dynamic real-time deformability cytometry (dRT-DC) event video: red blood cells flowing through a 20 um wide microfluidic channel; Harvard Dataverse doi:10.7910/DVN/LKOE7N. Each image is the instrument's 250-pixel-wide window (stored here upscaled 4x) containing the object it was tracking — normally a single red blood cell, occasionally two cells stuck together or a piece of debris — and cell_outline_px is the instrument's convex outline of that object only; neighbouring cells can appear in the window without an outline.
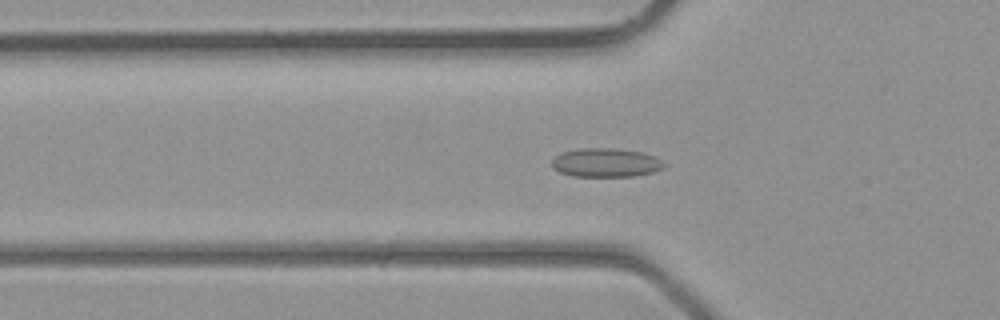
{"species": "common noctule bat (a hibernating species)", "species_latin": "Nyctalus noctula", "temperature_condition": "room temperature", "stored_images_in_passage": 41, "camera_frame_rate_fps": 3000, "um_per_image_px": 0.085, "animal": {"sex": "male", "body_mass_g": 23.1, "forearm_length_mm": 52.7}, "frame": {"image": 1, "passage_image": 14, "time_ms": 4.333, "image_size_px": [1000, 320], "cell_outline_px": [[664, 168], [652, 172], [632, 176], [572, 176], [560, 172], [552, 168], [552, 160], [560, 152], [580, 148], [616, 148], [640, 152], [656, 156], [664, 164]], "centroid_in_image_um": [51.46, 13.82], "position_along_channel_um": 74.3, "area_um2": 18.84}}
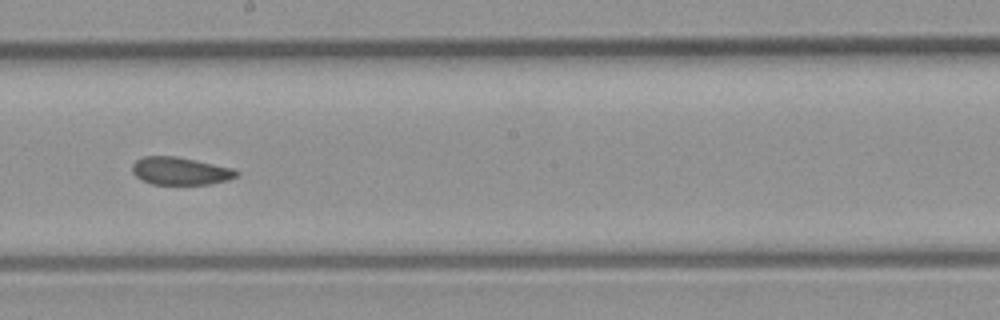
{"frame": {"image": 2, "passage_image": 23, "time_ms": 7.333, "image_size_px": [1000, 320], "cell_outline_px": [[240, 172], [236, 176], [228, 180], [212, 184], [152, 184], [136, 176], [132, 172], [132, 164], [136, 160], [144, 156], [176, 156], [232, 168]], "centroid_in_image_um": [15.32, 14.53], "position_along_channel_um": 232.9, "area_um2": 16.7}}
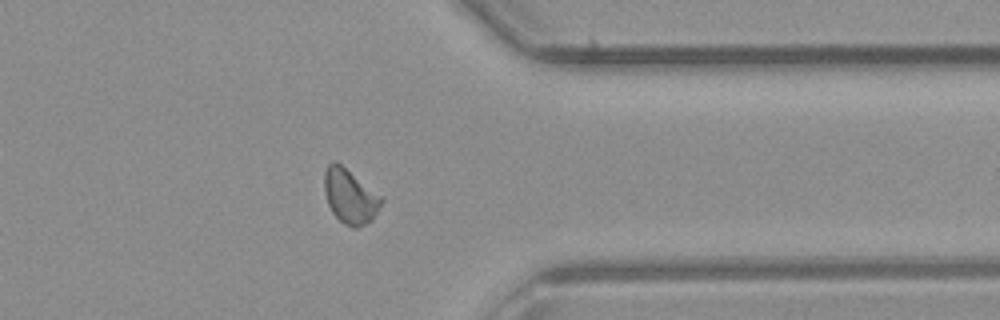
{"frame": {"image": 3, "passage_image": 32, "time_ms": 10.333, "image_size_px": [1000, 320], "cell_outline_px": [[384, 200], [372, 220], [356, 228], [352, 228], [344, 224], [332, 212], [328, 204], [324, 192], [324, 172], [328, 164], [332, 160], [336, 160], [380, 196]], "centroid_in_image_um": [29.72, 16.68], "position_along_channel_um": 381.7, "area_um2": 17.92}}